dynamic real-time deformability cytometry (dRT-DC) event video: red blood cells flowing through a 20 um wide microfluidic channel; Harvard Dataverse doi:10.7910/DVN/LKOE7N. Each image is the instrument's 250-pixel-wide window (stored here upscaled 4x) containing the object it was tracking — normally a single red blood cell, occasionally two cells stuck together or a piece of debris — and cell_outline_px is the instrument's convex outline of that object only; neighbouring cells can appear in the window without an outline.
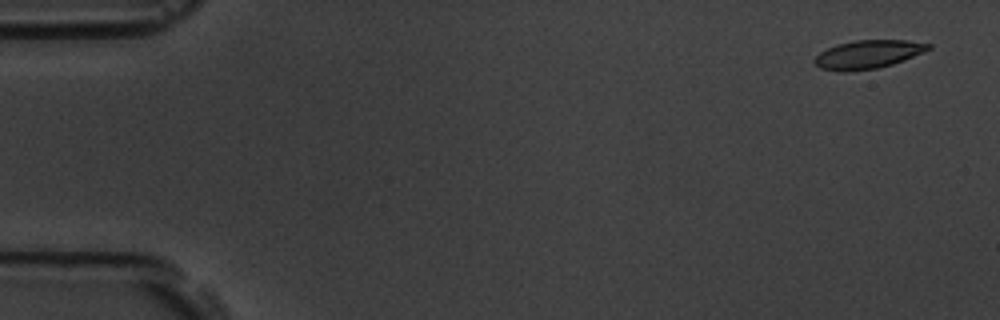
{"species": "common noctule bat (a hibernating species)", "species_latin": "Nyctalus noctula", "temperature_condition": "room temperature", "stored_images_in_passage": 5, "camera_frame_rate_fps": 3000, "um_per_image_px": 0.085, "animal": {"sex": "male", "body_mass_g": 19.5, "forearm_length_mm": 54.6}, "frame": {"image": 1, "passage_image": 1, "time_ms": 0.0, "image_size_px": [1000, 320], "cell_outline_px": [[932, 48], [904, 60], [892, 64], [876, 68], [820, 68], [812, 60], [820, 52], [836, 44], [856, 40], [908, 40], [932, 44]], "centroid_in_image_um": [73.86, 4.55], "position_along_channel_um": 11.1, "area_um2": 17.98}}
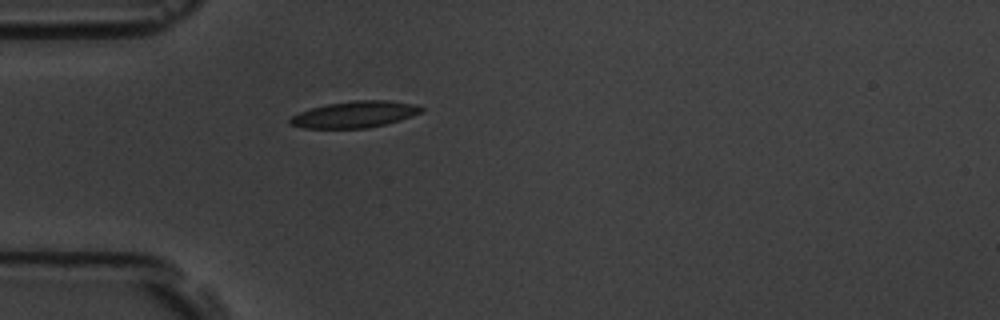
{"frame": {"image": 2, "passage_image": 5, "time_ms": 4.667, "image_size_px": [1000, 320], "cell_outline_px": [[424, 112], [400, 120], [368, 128], [304, 128], [288, 124], [288, 120], [292, 116], [300, 112], [312, 108], [328, 104], [352, 100], [388, 100], [416, 104], [424, 108]], "centroid_in_image_um": [30.18, 9.72], "position_along_channel_um": 54.8, "area_um2": 20.29}}